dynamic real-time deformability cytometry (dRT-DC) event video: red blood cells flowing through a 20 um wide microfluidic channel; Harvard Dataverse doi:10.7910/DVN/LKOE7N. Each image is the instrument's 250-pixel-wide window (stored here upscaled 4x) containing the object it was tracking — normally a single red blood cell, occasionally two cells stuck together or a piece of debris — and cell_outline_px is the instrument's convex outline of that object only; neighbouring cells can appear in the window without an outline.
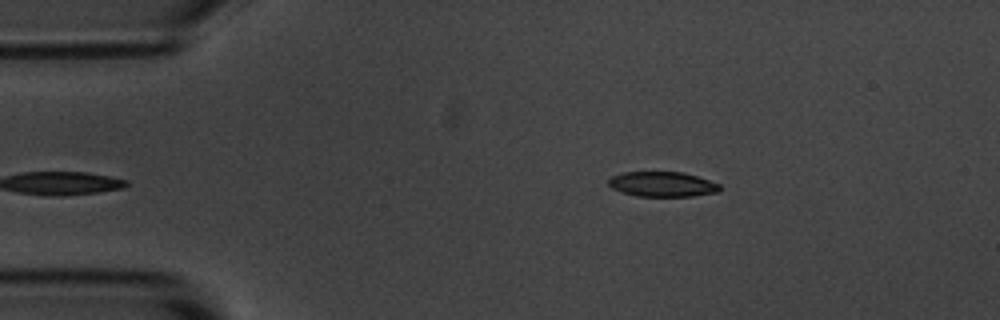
{"species": "common noctule bat (a hibernating species)", "species_latin": "Nyctalus noctula", "temperature_condition": "room temperature", "stored_images_in_passage": 5, "segment_of_instrument_passage": [2, 2], "camera_frame_rate_fps": 3000, "um_per_image_px": 0.085, "animal": {"sex": "male", "body_mass_g": 20.1, "forearm_length_mm": 53.5}, "frame": {"image": 1, "passage_image": 5, "time_ms": 4.667, "image_size_px": [1000, 320], "cell_outline_px": [[720, 192], [692, 196], [636, 196], [612, 188], [608, 184], [608, 180], [612, 176], [624, 172], [684, 172], [720, 184]], "centroid_in_image_um": [56.32, 15.66], "position_along_channel_um": 28.7, "area_um2": 16.13}}